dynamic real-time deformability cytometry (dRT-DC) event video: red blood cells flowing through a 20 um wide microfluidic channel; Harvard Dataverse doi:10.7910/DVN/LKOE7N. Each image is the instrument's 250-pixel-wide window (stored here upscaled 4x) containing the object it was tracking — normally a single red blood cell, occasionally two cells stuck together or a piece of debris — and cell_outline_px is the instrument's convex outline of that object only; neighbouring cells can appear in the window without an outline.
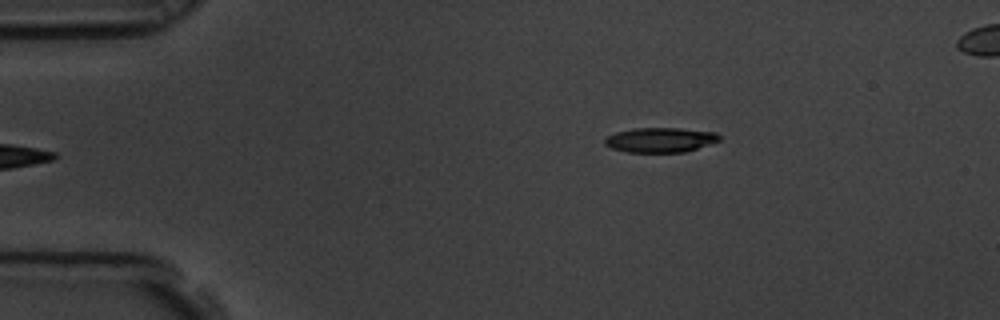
{"species": "common noctule bat (a hibernating species)", "species_latin": "Nyctalus noctula", "temperature_condition": "room temperature", "stored_images_in_passage": 7, "camera_frame_rate_fps": 3000, "um_per_image_px": 0.085, "animal": {"sex": "male", "body_mass_g": 19.5, "forearm_length_mm": 54.6}, "frame": {"image": 1, "passage_image": 7, "time_ms": 2.0, "image_size_px": [1000, 320], "cell_outline_px": [[720, 140], [684, 152], [628, 152], [612, 148], [604, 144], [604, 140], [608, 136], [616, 132], [632, 128], [680, 128], [716, 132], [720, 136]], "centroid_in_image_um": [56.11, 11.88], "position_along_channel_um": 28.9, "area_um2": 16.42}}